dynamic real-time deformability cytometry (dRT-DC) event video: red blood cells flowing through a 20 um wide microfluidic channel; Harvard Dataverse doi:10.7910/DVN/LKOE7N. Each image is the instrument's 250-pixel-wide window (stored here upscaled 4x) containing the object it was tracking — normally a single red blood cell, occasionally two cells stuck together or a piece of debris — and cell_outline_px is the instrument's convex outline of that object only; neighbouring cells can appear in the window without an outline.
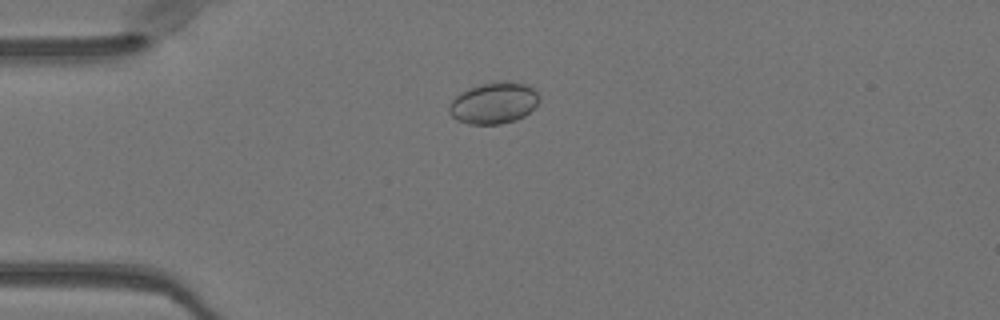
{"species": "Egyptian fruit bat (a non-hibernating species)", "species_latin": "Rousettus aegyptiacus", "temperature_condition": "warm", "stored_images_in_passage": 42, "camera_frame_rate_fps": 3000, "um_per_image_px": 0.085, "animal": {"sex": "female"}, "frame": {"image": 1, "passage_image": 5, "time_ms": 1.333, "image_size_px": [1000, 320], "cell_outline_px": [[540, 100], [524, 116], [516, 120], [500, 124], [468, 124], [456, 120], [448, 112], [448, 108], [452, 100], [460, 92], [468, 88], [480, 84], [500, 80], [504, 80], [528, 84], [540, 96]], "centroid_in_image_um": [41.96, 8.74], "position_along_channel_um": 43.0, "area_um2": 21.96}}
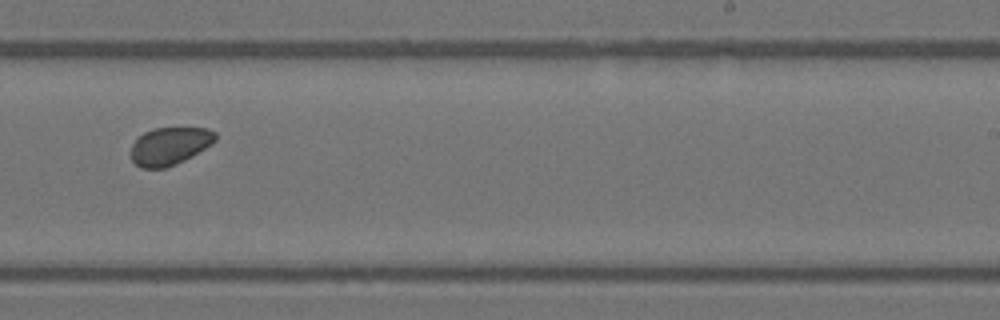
{"frame": {"image": 2, "passage_image": 24, "time_ms": 7.667, "image_size_px": [1000, 320], "cell_outline_px": [[216, 140], [212, 144], [184, 160], [176, 164], [164, 168], [140, 168], [132, 160], [132, 144], [144, 132], [156, 128], [208, 128], [216, 132]], "centroid_in_image_um": [14.44, 12.41], "position_along_channel_um": 274.6, "area_um2": 18.38}}
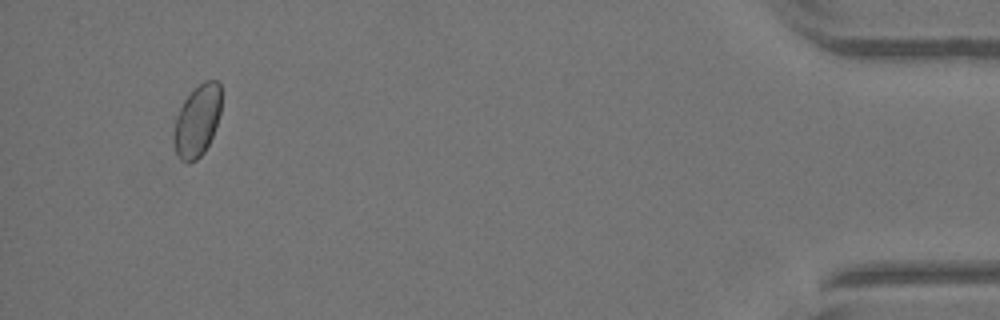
{"frame": {"image": 3, "passage_image": 40, "time_ms": 13.0, "image_size_px": [1000, 320], "cell_outline_px": [[220, 112], [212, 136], [204, 152], [196, 160], [188, 164], [184, 164], [176, 156], [172, 140], [172, 132], [176, 116], [184, 100], [204, 80], [216, 80], [220, 84]], "centroid_in_image_um": [16.71, 10.33], "position_along_channel_um": 418.5, "area_um2": 20.0}, "authors_computed_cell_mechanics": {"area_um2": 19.5075, "velocity_mm_per_s": 4.0418, "shape_relaxation_time_tau1_ms": 0.4965, "shape_relaxation_time_tau2_ms": 4.3387, "deformation_change_tau1": 0.0235, "deformation_change_tau2": 0.0564}}